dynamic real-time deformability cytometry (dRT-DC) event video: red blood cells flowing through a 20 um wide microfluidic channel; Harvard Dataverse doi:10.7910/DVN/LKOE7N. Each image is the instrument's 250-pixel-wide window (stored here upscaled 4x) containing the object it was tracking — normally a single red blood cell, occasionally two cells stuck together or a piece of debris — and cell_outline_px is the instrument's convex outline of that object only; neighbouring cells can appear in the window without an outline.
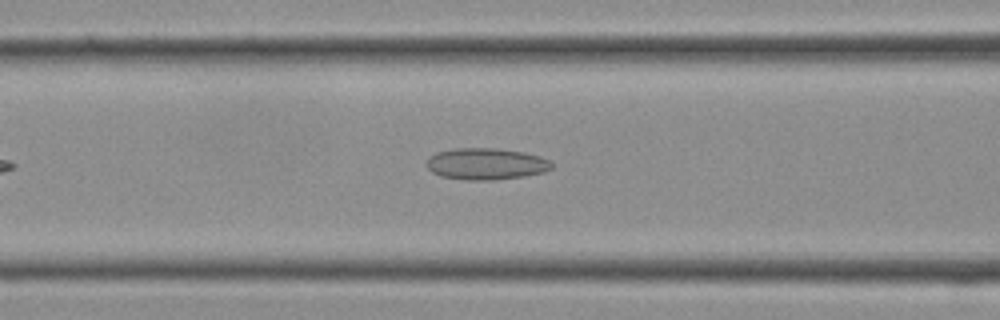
{"species": "Egyptian fruit bat (a non-hibernating species)", "species_latin": "Rousettus aegyptiacus", "temperature_condition": "cold", "stored_images_in_passage": 24, "camera_frame_rate_fps": 3000, "um_per_image_px": 0.085, "frame": {"image": 1, "passage_image": 6, "time_ms": 1.667, "image_size_px": [1000, 320], "cell_outline_px": [[552, 168], [544, 172], [524, 176], [492, 180], [464, 180], [440, 176], [432, 172], [428, 168], [428, 156], [436, 152], [452, 148], [496, 148], [524, 152], [540, 156], [548, 160], [552, 164]], "centroid_in_image_um": [41.29, 13.92], "position_along_channel_um": 125.3, "area_um2": 23.12}}
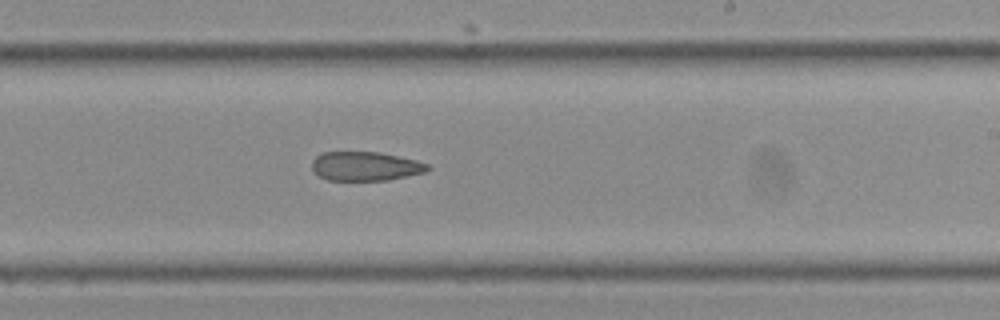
{"frame": {"image": 2, "passage_image": 12, "time_ms": 3.667, "image_size_px": [1000, 320], "cell_outline_px": [[432, 168], [424, 172], [388, 180], [328, 180], [320, 176], [312, 168], [312, 160], [316, 156], [324, 152], [376, 152], [416, 160], [428, 164]], "centroid_in_image_um": [31.06, 14.13], "position_along_channel_um": 257.9, "area_um2": 19.36}}
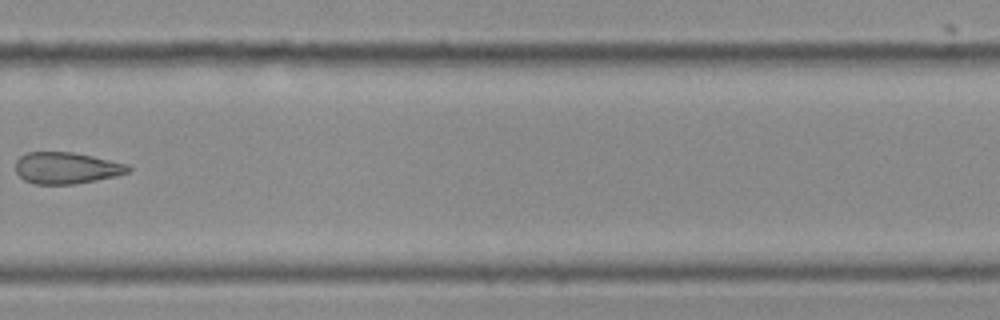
{"frame": {"image": 3, "passage_image": 15, "time_ms": 4.667, "image_size_px": [1000, 320], "cell_outline_px": [[132, 168], [128, 172], [116, 176], [96, 180], [72, 184], [36, 184], [24, 180], [16, 172], [16, 160], [20, 156], [28, 152], [72, 152], [92, 156], [128, 164]], "centroid_in_image_um": [5.65, 14.27], "position_along_channel_um": 324.2, "area_um2": 20.63}}